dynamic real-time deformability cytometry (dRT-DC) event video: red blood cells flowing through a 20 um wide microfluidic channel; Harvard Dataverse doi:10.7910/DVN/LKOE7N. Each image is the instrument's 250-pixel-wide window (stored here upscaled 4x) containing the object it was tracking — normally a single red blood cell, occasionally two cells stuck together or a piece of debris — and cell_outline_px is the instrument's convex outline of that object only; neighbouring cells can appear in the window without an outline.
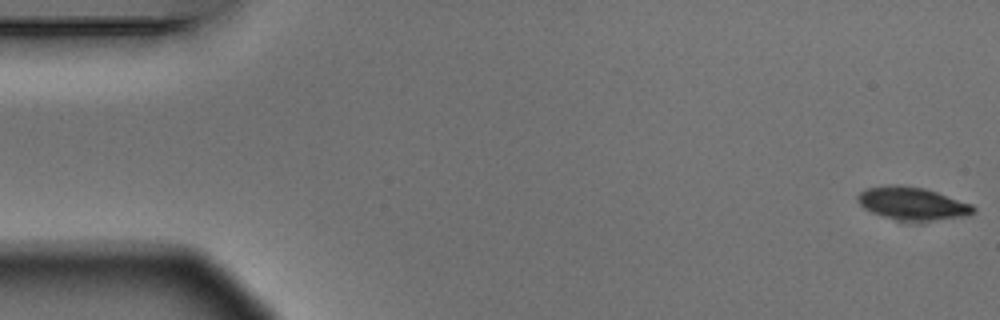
{"species": "Egyptian fruit bat (a non-hibernating species)", "species_latin": "Rousettus aegyptiacus", "temperature_condition": "warm", "stored_images_in_passage": 5, "camera_frame_rate_fps": 3000, "um_per_image_px": 0.085, "animal": {"sex": "male"}, "frame": {"image": 1, "passage_image": 1, "time_ms": 0.0, "image_size_px": [1000, 320], "cell_outline_px": [[976, 212], [968, 216], [912, 224], [908, 224], [872, 212], [864, 208], [856, 200], [856, 196], [860, 192], [868, 188], [888, 184], [900, 184], [924, 188], [972, 204], [976, 208]], "centroid_in_image_um": [77.57, 17.34], "position_along_channel_um": 7.4, "area_um2": 22.89}}